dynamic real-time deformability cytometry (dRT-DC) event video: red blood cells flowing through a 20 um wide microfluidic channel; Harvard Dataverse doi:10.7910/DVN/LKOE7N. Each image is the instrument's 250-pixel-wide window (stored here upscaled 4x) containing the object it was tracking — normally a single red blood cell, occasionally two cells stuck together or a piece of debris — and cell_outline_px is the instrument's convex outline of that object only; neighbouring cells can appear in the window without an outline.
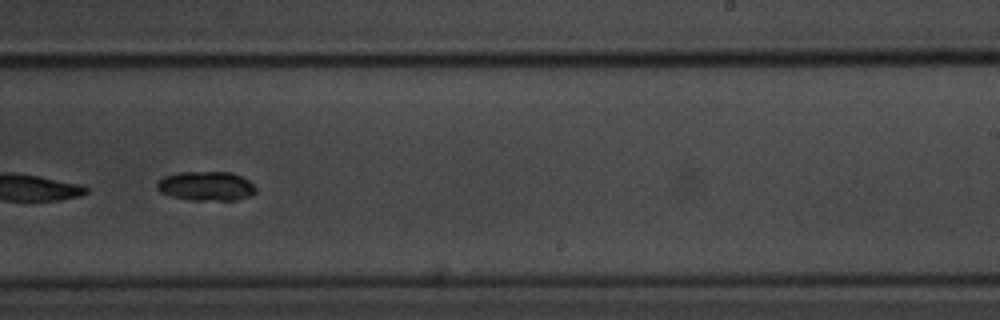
{"species": "common noctule bat (a hibernating species)", "species_latin": "Nyctalus noctula", "temperature_condition": "room temperature", "stored_images_in_passage": 38, "camera_frame_rate_fps": 3000, "um_per_image_px": 0.085, "animal": {"sex": "male", "body_mass_g": 20.1, "forearm_length_mm": 53.5}, "frame": {"image": 1, "passage_image": 22, "time_ms": 7.0, "image_size_px": [1000, 320], "cell_outline_px": [[256, 192], [252, 196], [236, 200], [192, 200], [172, 196], [160, 192], [156, 188], [156, 184], [164, 176], [180, 172], [232, 172], [248, 180], [256, 188]], "centroid_in_image_um": [17.54, 15.82], "position_along_channel_um": 271.5, "area_um2": 16.88}}